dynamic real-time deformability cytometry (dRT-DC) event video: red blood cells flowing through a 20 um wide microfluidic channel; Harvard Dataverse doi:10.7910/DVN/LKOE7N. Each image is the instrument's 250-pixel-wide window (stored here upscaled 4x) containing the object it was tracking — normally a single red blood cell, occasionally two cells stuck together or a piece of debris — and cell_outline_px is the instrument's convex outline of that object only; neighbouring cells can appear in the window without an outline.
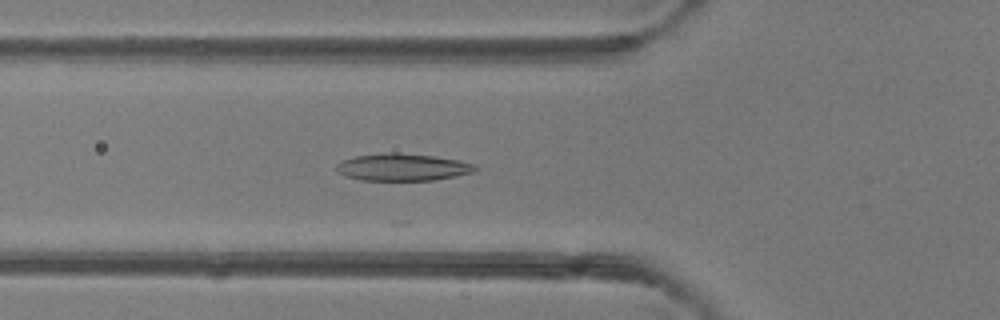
{"species": "common noctule bat (a hibernating species)", "species_latin": "Nyctalus noctula", "temperature_condition": "room temperature", "stored_images_in_passage": 43, "camera_frame_rate_fps": 3000, "um_per_image_px": 0.085, "animal": {"sex": "female"}, "frame": {"image": 1, "passage_image": 17, "time_ms": 5.333, "image_size_px": [1000, 320], "cell_outline_px": [[480, 168], [476, 172], [456, 176], [432, 180], [360, 180], [344, 176], [336, 172], [336, 164], [340, 160], [356, 156], [388, 152], [396, 152], [436, 156], [476, 164]], "centroid_in_image_um": [34.22, 14.21], "position_along_channel_um": 91.6, "area_um2": 22.31}}
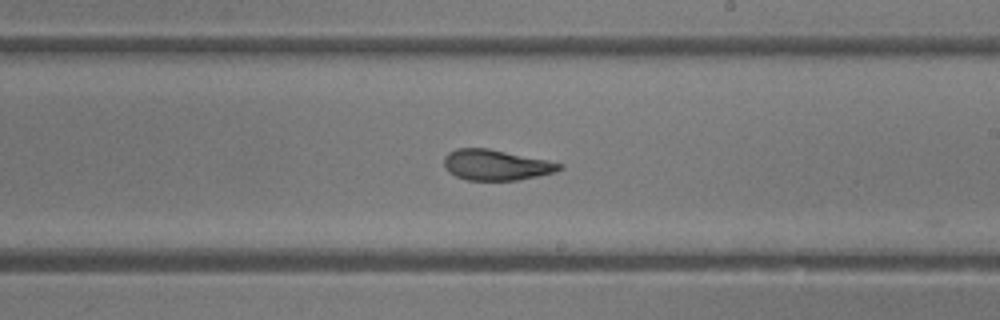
{"frame": {"image": 2, "passage_image": 28, "time_ms": 9.0, "image_size_px": [1000, 320], "cell_outline_px": [[564, 168], [556, 172], [520, 180], [464, 180], [448, 172], [444, 168], [444, 156], [448, 152], [456, 148], [488, 148], [548, 160], [564, 164]], "centroid_in_image_um": [42.17, 14.02], "position_along_channel_um": 246.8, "area_um2": 20.87}}
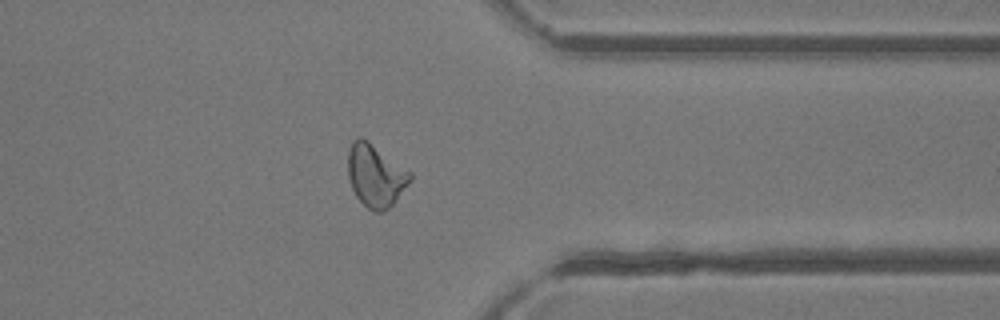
{"frame": {"image": 3, "passage_image": 38, "time_ms": 12.333, "image_size_px": [1000, 320], "cell_outline_px": [[412, 180], [396, 200], [388, 208], [380, 212], [372, 212], [356, 196], [352, 188], [348, 176], [348, 152], [352, 140], [360, 136], [368, 140], [412, 172]], "centroid_in_image_um": [31.93, 14.9], "position_along_channel_um": 379.5, "area_um2": 22.77}, "authors_computed_cell_mechanics": {"area_um2": 21.6172, "velocity_mm_per_s": 4.2225, "shape_relaxation_time_tau1_ms": 5.3195, "shape_relaxation_time_tau2_ms": 1.4703, "deformation_change_tau1": 0.2076, "deformation_change_tau2": 0.1049}}